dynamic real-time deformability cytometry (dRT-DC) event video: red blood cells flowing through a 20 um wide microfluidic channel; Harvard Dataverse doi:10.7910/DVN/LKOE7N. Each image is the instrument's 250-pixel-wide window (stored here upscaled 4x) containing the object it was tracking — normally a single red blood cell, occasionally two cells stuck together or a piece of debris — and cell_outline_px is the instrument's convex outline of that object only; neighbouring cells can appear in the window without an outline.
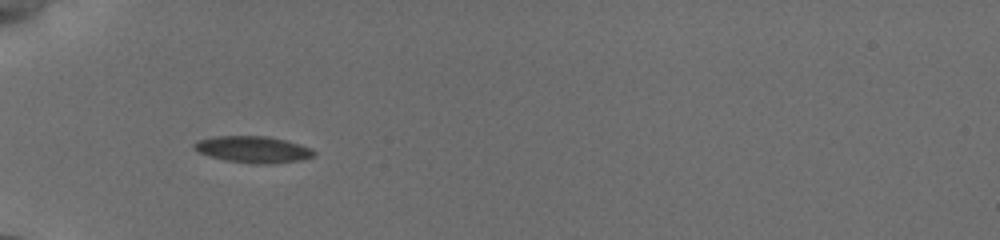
{"species": "common noctule bat (a hibernating species)", "species_latin": "Nyctalus noctula", "temperature_condition": "cold", "stored_images_in_passage": 48, "camera_frame_rate_fps": 3000, "um_per_image_px": 0.085, "animal": {"sex": "female", "body_mass_g": 19.5, "forearm_length_mm": 54.1}, "frame": {"image": 1, "passage_image": 15, "time_ms": 6.333, "image_size_px": [1000, 240], "cell_outline_px": [[316, 156], [300, 160], [268, 164], [256, 164], [224, 160], [208, 156], [192, 148], [192, 144], [196, 140], [216, 136], [268, 136], [300, 144], [312, 148], [316, 152]], "centroid_in_image_um": [21.5, 12.7], "position_along_channel_um": 63.5, "area_um2": 18.73}}
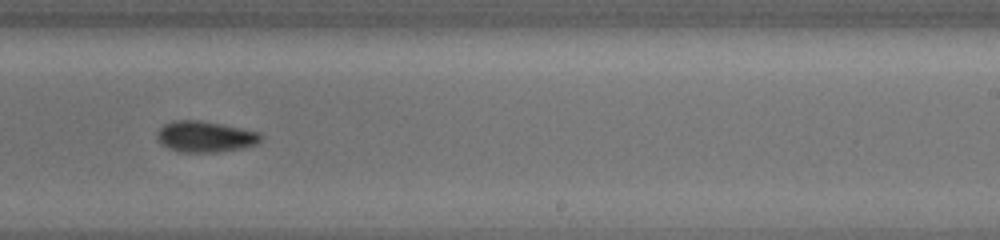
{"frame": {"image": 2, "passage_image": 31, "time_ms": 12.0, "image_size_px": [1000, 240], "cell_outline_px": [[264, 136], [256, 144], [244, 148], [220, 152], [180, 152], [168, 148], [160, 144], [156, 140], [156, 132], [164, 124], [176, 120], [200, 120], [260, 132]], "centroid_in_image_um": [17.42, 11.62], "position_along_channel_um": 271.6, "area_um2": 18.96}}
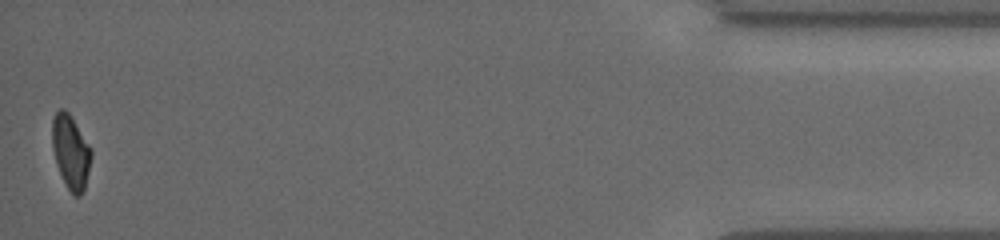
{"frame": {"image": 3, "passage_image": 48, "time_ms": 18.0, "image_size_px": [1000, 240], "cell_outline_px": [[92, 156], [84, 188], [80, 196], [72, 196], [56, 164], [52, 148], [52, 120], [56, 112], [60, 108], [64, 108], [68, 112], [92, 148]], "centroid_in_image_um": [6.01, 12.89], "position_along_channel_um": 429.2, "area_um2": 16.76}, "authors_computed_cell_mechanics": {"area_um2": 17.7157, "velocity_mm_per_s": 3.8536, "shape_relaxation_time_tau1_ms": 3.8669, "shape_relaxation_time_tau2_ms": null, "deformation_change_tau1": 0.1046, "deformation_change_tau2": null}}